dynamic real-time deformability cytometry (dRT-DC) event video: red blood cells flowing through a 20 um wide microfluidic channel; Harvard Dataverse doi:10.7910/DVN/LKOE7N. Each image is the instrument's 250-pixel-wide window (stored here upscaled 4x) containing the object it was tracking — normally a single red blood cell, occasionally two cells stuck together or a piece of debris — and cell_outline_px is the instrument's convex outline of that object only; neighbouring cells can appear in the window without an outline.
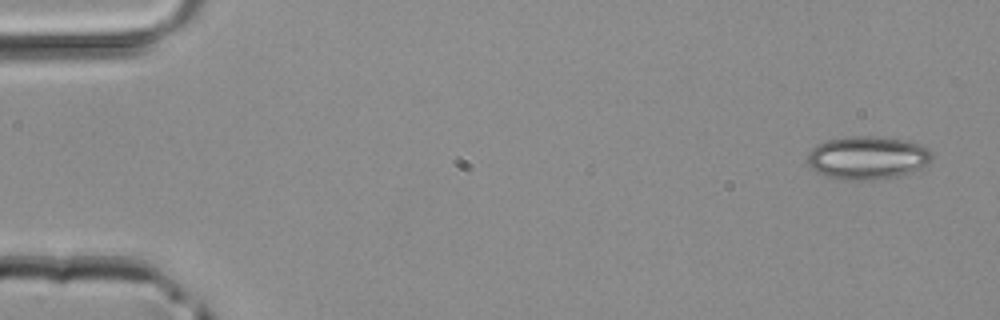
{"species": "common noctule bat (a hibernating species)", "species_latin": "Nyctalus noctula", "temperature_condition": "room temperature", "stored_images_in_passage": 3, "camera_frame_rate_fps": 3000, "um_per_image_px": 0.085, "animal": {"sex": "male", "body_mass_g": 20.4}, "frame": {"image": 1, "passage_image": 1, "time_ms": 0.0, "image_size_px": [1000, 320], "cell_outline_px": [[932, 160], [924, 168], [912, 172], [896, 176], [864, 180], [840, 180], [824, 176], [816, 172], [808, 164], [808, 152], [816, 144], [828, 140], [852, 136], [876, 136], [904, 140], [920, 144], [932, 156]], "centroid_in_image_um": [73.7, 13.42], "position_along_channel_um": 11.3, "area_um2": 31.33}}